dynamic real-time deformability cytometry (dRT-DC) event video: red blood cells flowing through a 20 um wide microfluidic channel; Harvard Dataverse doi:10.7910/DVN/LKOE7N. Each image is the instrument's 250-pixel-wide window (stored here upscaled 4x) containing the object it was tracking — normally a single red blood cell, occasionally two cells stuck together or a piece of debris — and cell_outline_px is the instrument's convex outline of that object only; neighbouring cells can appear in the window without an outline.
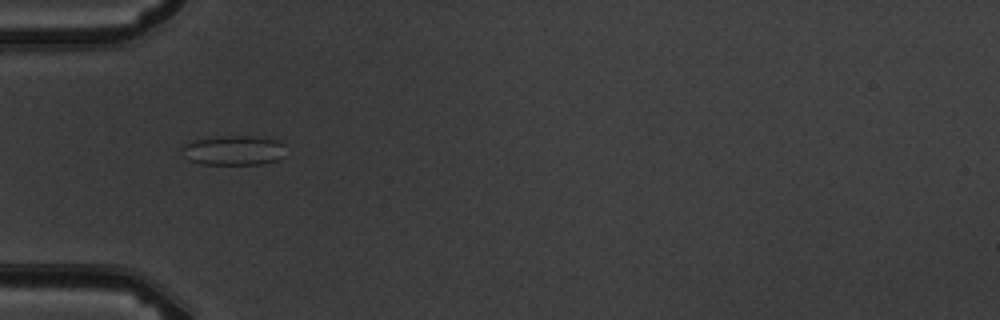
{"species": "common noctule bat (a hibernating species)", "species_latin": "Nyctalus noctula", "temperature_condition": "warm", "stored_images_in_passage": 9, "camera_frame_rate_fps": 3000, "um_per_image_px": 0.085, "animal": {"sex": "male", "body_mass_g": 19.5, "forearm_length_mm": 54.6}, "frame": {"image": 1, "passage_image": 4, "time_ms": 4.333, "image_size_px": [1000, 320], "cell_outline_px": [[284, 156], [280, 160], [260, 164], [200, 164], [188, 160], [180, 148], [184, 144], [196, 140], [220, 136], [252, 136], [276, 140], [284, 144]], "centroid_in_image_um": [19.87, 12.79], "position_along_channel_um": 65.1, "area_um2": 17.98}}
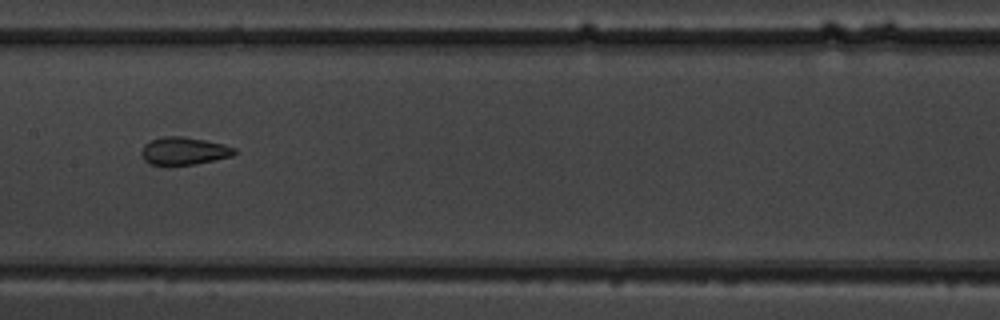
{"frame": {"image": 2, "passage_image": 7, "time_ms": 7.667, "image_size_px": [1000, 320], "cell_outline_px": [[240, 152], [232, 156], [196, 164], [152, 164], [144, 160], [140, 152], [144, 144], [152, 140], [164, 136], [184, 136], [224, 144], [236, 148]], "centroid_in_image_um": [15.68, 12.82], "position_along_channel_um": 191.7, "area_um2": 14.97}}
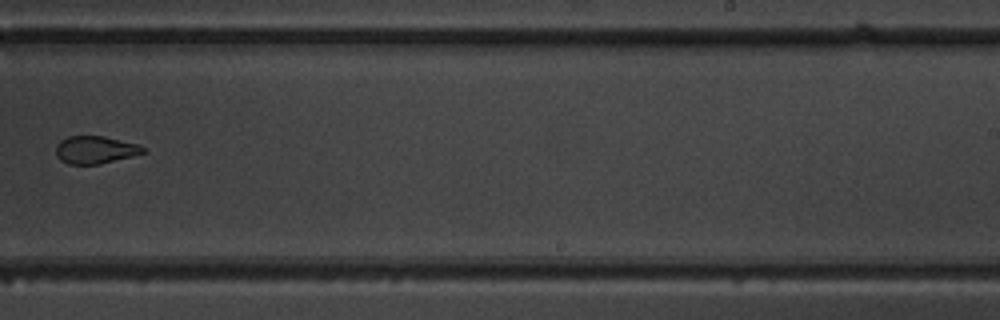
{"frame": {"image": 3, "passage_image": 9, "time_ms": 10.0, "image_size_px": [1000, 320], "cell_outline_px": [[148, 152], [100, 164], [68, 164], [60, 160], [56, 156], [56, 144], [60, 140], [68, 136], [104, 136], [136, 144], [144, 148]], "centroid_in_image_um": [8.07, 12.74], "position_along_channel_um": 280.9, "area_um2": 14.05}}